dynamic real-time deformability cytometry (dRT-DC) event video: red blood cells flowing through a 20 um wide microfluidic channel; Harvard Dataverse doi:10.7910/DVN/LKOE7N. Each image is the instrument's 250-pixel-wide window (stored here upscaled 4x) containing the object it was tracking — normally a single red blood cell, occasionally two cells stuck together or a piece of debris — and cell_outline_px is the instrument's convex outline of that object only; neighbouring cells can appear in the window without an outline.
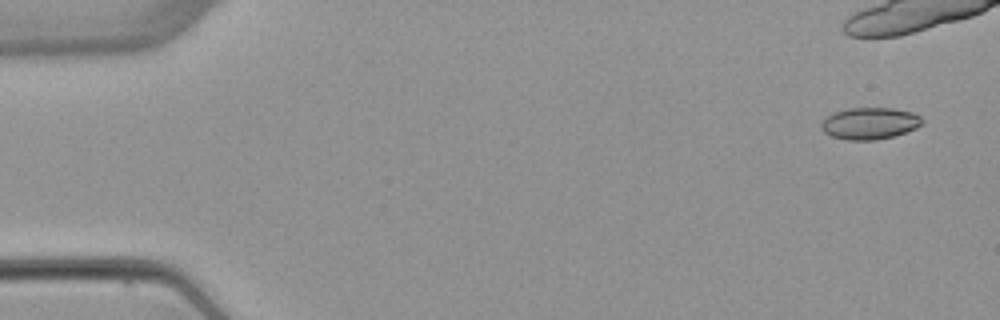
{"species": "common noctule bat (a hibernating species)", "species_latin": "Nyctalus noctula", "temperature_condition": "warm", "stored_images_in_passage": 8, "camera_frame_rate_fps": 3000, "um_per_image_px": 0.085, "animal": {"sex": "female", "body_mass_g": 22.7, "forearm_length_mm": 54.2}, "frame": {"image": 1, "passage_image": 1, "time_ms": 0.0, "image_size_px": [1000, 320], "cell_outline_px": [[924, 124], [916, 128], [892, 136], [876, 140], [848, 140], [832, 136], [824, 132], [820, 128], [820, 120], [832, 112], [848, 108], [892, 108], [912, 112], [920, 116], [924, 120]], "centroid_in_image_um": [73.89, 10.47], "position_along_channel_um": 11.1, "area_um2": 18.9}}